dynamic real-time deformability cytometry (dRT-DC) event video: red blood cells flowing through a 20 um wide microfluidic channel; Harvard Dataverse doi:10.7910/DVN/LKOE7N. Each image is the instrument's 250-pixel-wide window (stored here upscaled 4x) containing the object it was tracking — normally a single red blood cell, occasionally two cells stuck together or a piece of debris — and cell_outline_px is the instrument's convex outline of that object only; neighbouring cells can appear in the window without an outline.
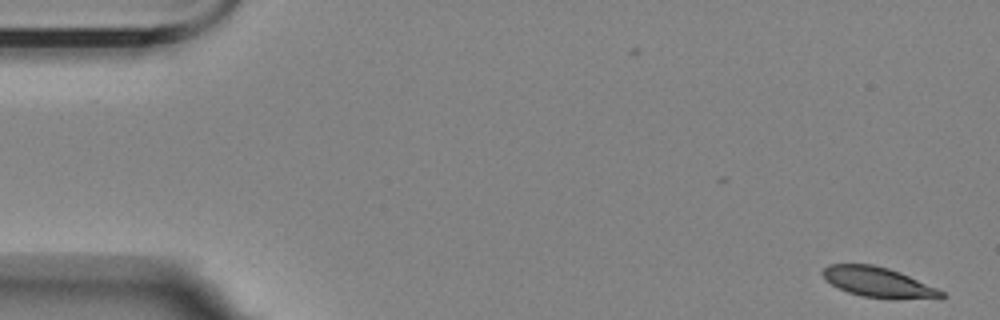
{"species": "Egyptian fruit bat (a non-hibernating species)", "species_latin": "Rousettus aegyptiacus", "temperature_condition": "room temperature", "stored_images_in_passage": 8, "camera_frame_rate_fps": 3000, "um_per_image_px": 0.085, "animal": {"sex": "female"}, "frame": {"image": 1, "passage_image": 1, "time_ms": 0.0, "image_size_px": [1000, 320], "cell_outline_px": [[948, 296], [940, 300], [892, 300], [860, 296], [848, 292], [824, 280], [820, 272], [828, 264], [872, 264], [888, 268], [900, 272], [936, 288], [944, 292]], "centroid_in_image_um": [74.73, 24.04], "position_along_channel_um": 10.3, "area_um2": 21.56}}
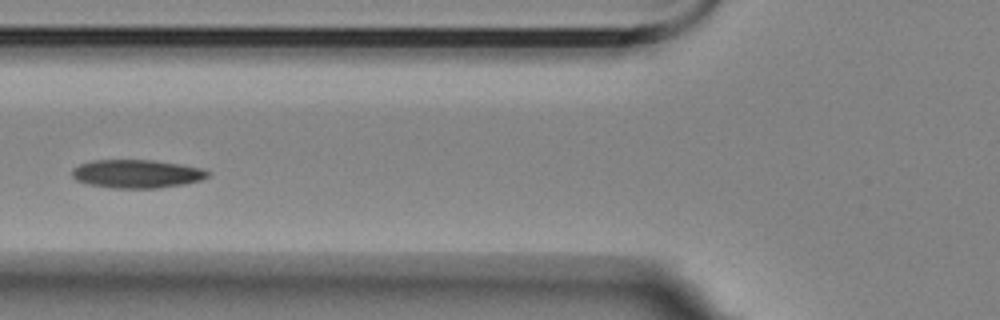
{"frame": {"image": 2, "passage_image": 5, "time_ms": 6.667, "image_size_px": [1000, 320], "cell_outline_px": [[212, 172], [208, 176], [200, 180], [184, 184], [156, 188], [112, 188], [88, 184], [76, 180], [72, 176], [72, 168], [80, 164], [92, 160], [152, 160], [180, 164], [200, 168]], "centroid_in_image_um": [11.61, 14.77], "position_along_channel_um": 114.2, "area_um2": 22.43}}
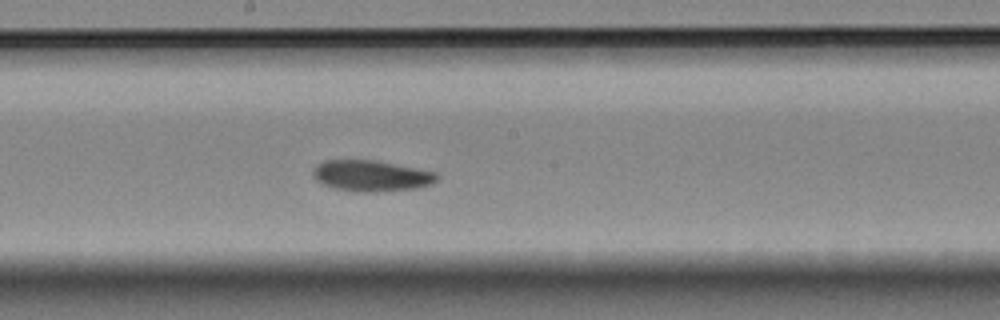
{"frame": {"image": 3, "passage_image": 8, "time_ms": 9.667, "image_size_px": [1000, 320], "cell_outline_px": [[440, 176], [432, 184], [416, 188], [376, 192], [352, 192], [336, 188], [324, 184], [316, 180], [312, 176], [312, 168], [316, 164], [324, 160], [376, 160], [436, 172]], "centroid_in_image_um": [31.53, 14.94], "position_along_channel_um": 216.7, "area_um2": 22.6}}